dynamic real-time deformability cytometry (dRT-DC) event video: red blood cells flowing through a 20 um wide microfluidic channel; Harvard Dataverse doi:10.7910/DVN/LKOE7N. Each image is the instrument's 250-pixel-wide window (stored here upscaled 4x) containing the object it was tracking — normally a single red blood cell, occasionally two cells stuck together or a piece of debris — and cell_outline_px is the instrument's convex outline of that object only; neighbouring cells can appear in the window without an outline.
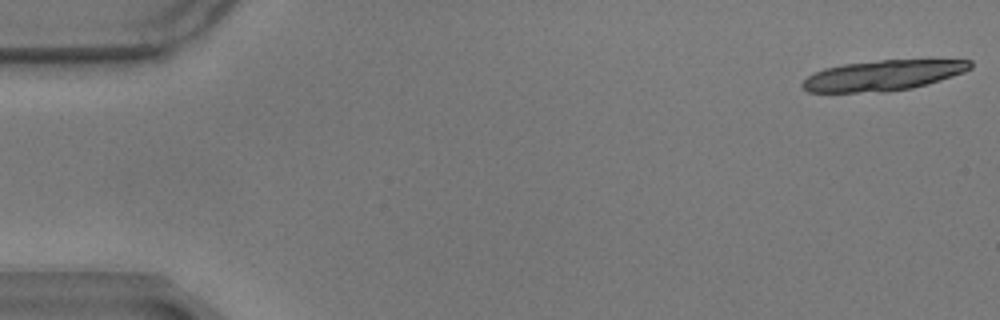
{"species": "common noctule bat (a hibernating species)", "species_latin": "Nyctalus noctula", "temperature_condition": "warm", "stored_images_in_passage": 19, "camera_frame_rate_fps": 3000, "um_per_image_px": 0.085, "animal": {"sex": "male", "body_mass_g": 17.9}, "frame": {"image": 1, "passage_image": 1, "time_ms": 0.0, "image_size_px": [1000, 320], "cell_outline_px": [[972, 68], [964, 72], [940, 80], [912, 88], [884, 92], [808, 92], [800, 88], [800, 84], [808, 76], [824, 68], [844, 64], [880, 60], [972, 60]], "centroid_in_image_um": [75.02, 6.42], "position_along_channel_um": 10.0, "area_um2": 29.65}}